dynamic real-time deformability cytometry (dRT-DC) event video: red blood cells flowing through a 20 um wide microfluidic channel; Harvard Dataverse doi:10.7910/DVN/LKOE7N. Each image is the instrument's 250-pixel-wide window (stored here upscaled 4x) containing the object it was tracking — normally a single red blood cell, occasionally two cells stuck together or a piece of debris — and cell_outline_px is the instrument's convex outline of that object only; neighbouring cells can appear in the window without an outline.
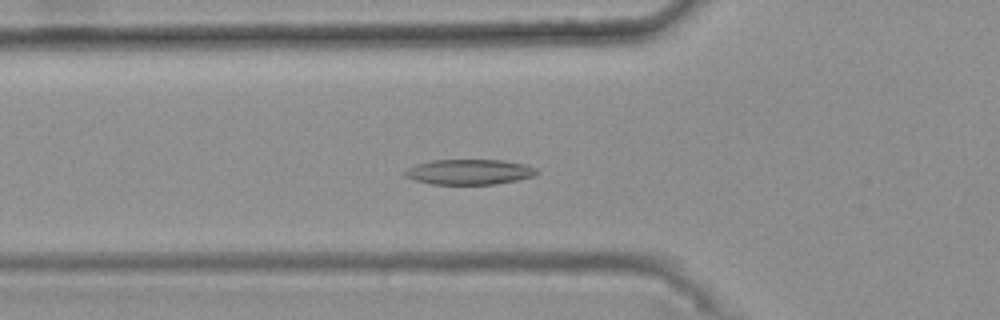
{"species": "common noctule bat (a hibernating species)", "species_latin": "Nyctalus noctula", "temperature_condition": "warm", "stored_images_in_passage": 46, "camera_frame_rate_fps": 3000, "um_per_image_px": 0.085, "animal": {"sex": "female", "body_mass_g": 25.1}, "frame": {"image": 1, "passage_image": 19, "time_ms": 6.0, "image_size_px": [1000, 320], "cell_outline_px": [[540, 172], [536, 176], [496, 184], [432, 184], [416, 180], [404, 176], [404, 172], [408, 168], [416, 164], [432, 160], [504, 160], [524, 164], [536, 168]], "centroid_in_image_um": [39.93, 14.61], "position_along_channel_um": 85.9, "area_um2": 19.42}}
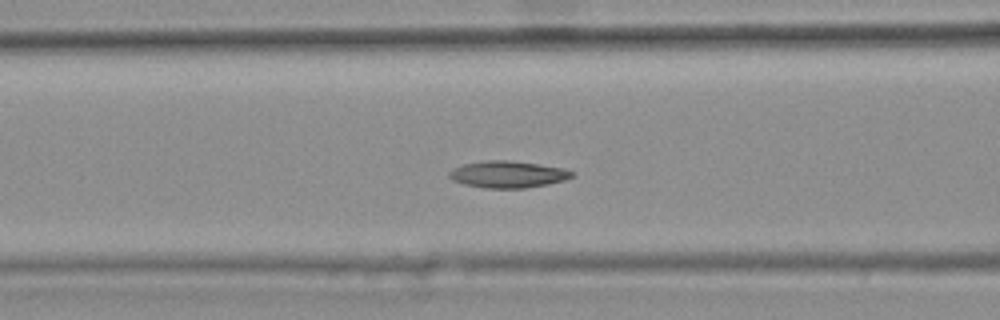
{"frame": {"image": 2, "passage_image": 22, "time_ms": 7.0, "image_size_px": [1000, 320], "cell_outline_px": [[576, 176], [564, 180], [548, 184], [524, 188], [484, 188], [464, 184], [452, 180], [448, 176], [448, 172], [452, 168], [464, 164], [484, 160], [508, 160], [564, 168], [576, 172]], "centroid_in_image_um": [43.17, 14.82], "position_along_channel_um": 123.4, "area_um2": 19.31}}
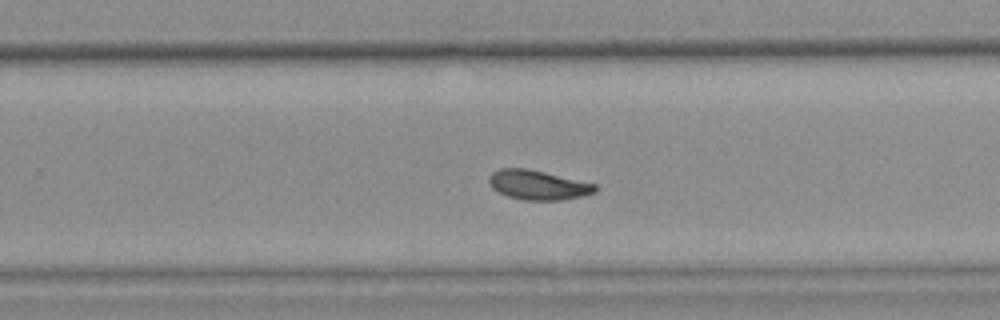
{"frame": {"image": 3, "passage_image": 35, "time_ms": 11.333, "image_size_px": [1000, 320], "cell_outline_px": [[600, 188], [596, 192], [584, 196], [564, 200], [524, 200], [508, 196], [492, 188], [488, 180], [488, 176], [492, 172], [500, 168], [528, 168], [596, 184]], "centroid_in_image_um": [45.76, 15.72], "position_along_channel_um": 284.0, "area_um2": 18.44}, "authors_computed_cell_mechanics": {"area_um2": 18.8428, "velocity_mm_per_s": 3.718, "shape_relaxation_time_tau1_ms": 7.0533, "shape_relaxation_time_tau2_ms": 4.7685, "deformation_change_tau1": 0.1704, "deformation_change_tau2": 0.1094}}